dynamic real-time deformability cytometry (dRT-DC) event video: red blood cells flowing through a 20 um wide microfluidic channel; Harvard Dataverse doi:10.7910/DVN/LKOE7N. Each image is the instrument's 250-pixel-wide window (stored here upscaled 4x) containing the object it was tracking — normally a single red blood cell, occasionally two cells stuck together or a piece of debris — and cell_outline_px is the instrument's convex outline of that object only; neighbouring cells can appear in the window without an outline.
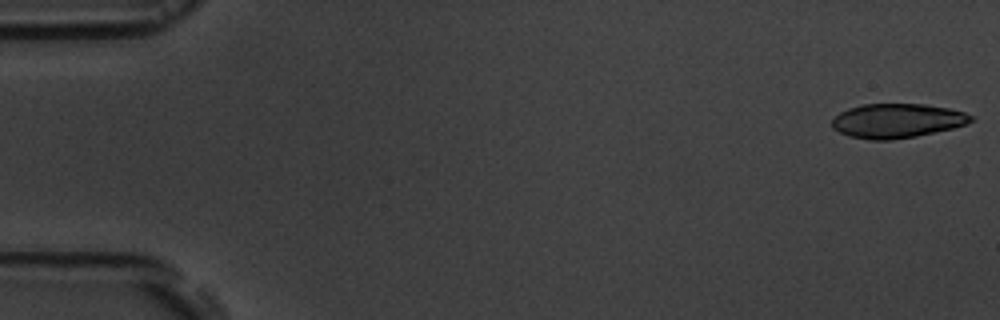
{"species": "common noctule bat (a hibernating species)", "species_latin": "Nyctalus noctula", "temperature_condition": "room temperature", "stored_images_in_passage": 5, "camera_frame_rate_fps": 3000, "um_per_image_px": 0.085, "animal": {"sex": "male", "body_mass_g": 19.5, "forearm_length_mm": 54.6}, "frame": {"image": 1, "passage_image": 1, "time_ms": 0.0, "image_size_px": [1000, 320], "cell_outline_px": [[972, 120], [964, 124], [952, 128], [916, 136], [892, 140], [872, 140], [848, 136], [832, 128], [832, 120], [840, 112], [848, 108], [864, 104], [924, 104], [948, 108], [964, 112], [972, 116]], "centroid_in_image_um": [76.21, 10.26], "position_along_channel_um": 8.8, "area_um2": 27.57}}
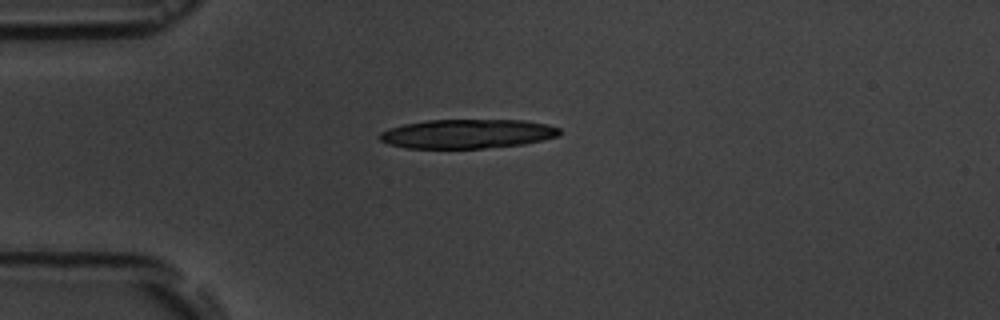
{"frame": {"image": 2, "passage_image": 5, "time_ms": 4.333, "image_size_px": [1000, 320], "cell_outline_px": [[560, 136], [524, 144], [484, 148], [404, 148], [388, 144], [380, 140], [380, 132], [388, 128], [404, 124], [428, 120], [524, 120], [548, 124], [560, 128]], "centroid_in_image_um": [39.73, 11.37], "position_along_channel_um": 45.3, "area_um2": 30.69}}